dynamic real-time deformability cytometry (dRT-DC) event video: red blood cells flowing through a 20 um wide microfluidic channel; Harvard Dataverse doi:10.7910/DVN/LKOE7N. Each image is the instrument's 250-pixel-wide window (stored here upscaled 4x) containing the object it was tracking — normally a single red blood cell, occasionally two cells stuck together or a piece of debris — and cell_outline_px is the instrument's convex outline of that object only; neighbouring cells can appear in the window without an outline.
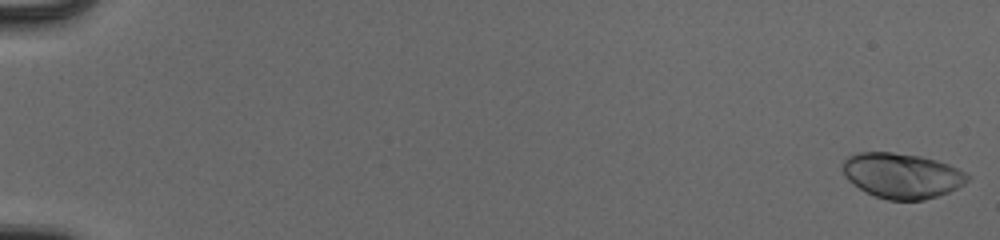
{"species": "human", "species_latin": "Homo sapiens", "temperature_condition": "cold", "stored_images_in_passage": 54, "camera_frame_rate_fps": 3000, "um_per_image_px": 0.085, "donor": {"sex": "male"}, "frame": {"image": 1, "passage_image": 1, "time_ms": 0.0, "image_size_px": [1000, 240], "cell_outline_px": [[972, 176], [964, 184], [948, 192], [924, 200], [888, 200], [876, 196], [852, 184], [844, 176], [840, 168], [844, 160], [848, 156], [860, 152], [892, 152], [920, 156], [936, 160], [948, 164]], "centroid_in_image_um": [76.63, 14.92], "position_along_channel_um": 8.4, "area_um2": 32.89}}
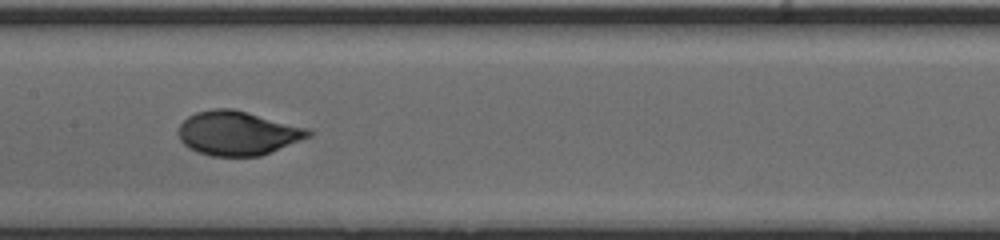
{"frame": {"image": 2, "passage_image": 30, "time_ms": 9.667, "image_size_px": [1000, 240], "cell_outline_px": [[312, 136], [260, 156], [212, 156], [196, 152], [188, 148], [180, 140], [180, 124], [188, 116], [196, 112], [212, 108], [232, 108], [312, 128]], "centroid_in_image_um": [20.24, 11.31], "position_along_channel_um": 187.2, "area_um2": 33.7}}
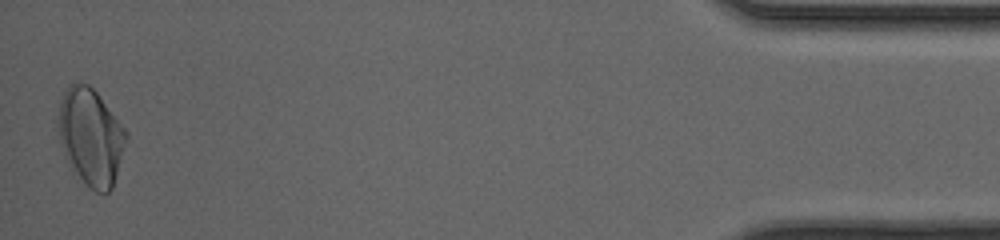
{"frame": {"image": 3, "passage_image": 54, "time_ms": 17.667, "image_size_px": [1000, 240], "cell_outline_px": [[128, 136], [112, 188], [104, 196], [88, 188], [68, 168], [60, 144], [60, 100], [68, 84], [72, 80], [80, 80], [88, 84], [96, 92], [128, 132]], "centroid_in_image_um": [7.7, 11.66], "position_along_channel_um": 427.5, "area_um2": 38.73}, "authors_computed_cell_mechanics": {"area_um2": 33.0616, "velocity_mm_per_s": 3.9525, "shape_relaxation_time_tau1_ms": 2.9957, "shape_relaxation_time_tau2_ms": null, "deformation_change_tau1": 0.1634, "deformation_change_tau2": null}}